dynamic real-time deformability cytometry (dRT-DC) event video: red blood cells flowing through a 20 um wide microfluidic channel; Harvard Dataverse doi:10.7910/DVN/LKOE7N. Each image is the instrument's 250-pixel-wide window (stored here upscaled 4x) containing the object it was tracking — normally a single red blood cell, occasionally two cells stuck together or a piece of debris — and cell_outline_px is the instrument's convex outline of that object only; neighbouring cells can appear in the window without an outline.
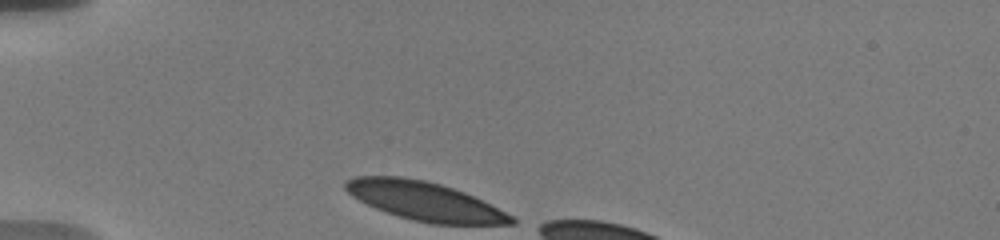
{"species": "human", "species_latin": "Homo sapiens", "temperature_condition": "warm", "stored_images_in_passage": 5, "camera_frame_rate_fps": 3000, "um_per_image_px": 0.085, "donor": {"sex": "male"}, "frame": {"image": 1, "passage_image": 1, "time_ms": 0.0, "image_size_px": [1000, 240], "cell_outline_px": [[516, 224], [432, 224], [412, 220], [376, 208], [352, 196], [344, 188], [344, 184], [348, 180], [356, 176], [404, 176], [424, 180], [440, 184], [464, 192], [512, 216], [516, 220]], "centroid_in_image_um": [36.07, 17.09], "position_along_channel_um": 48.9, "area_um2": 36.82}}
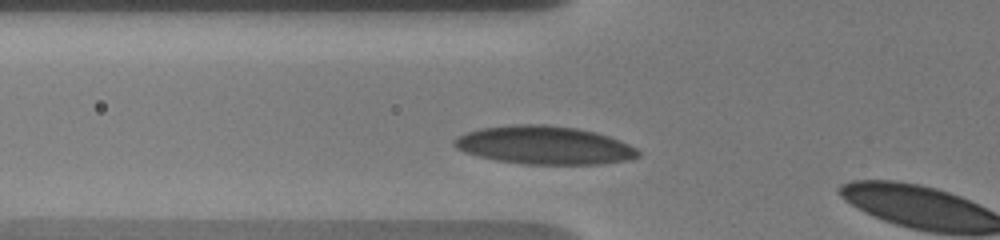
{"frame": {"image": 2, "passage_image": 4, "time_ms": 1.667, "image_size_px": [1000, 240], "cell_outline_px": [[640, 156], [632, 160], [600, 164], [524, 164], [496, 160], [464, 152], [456, 148], [452, 144], [452, 140], [456, 136], [480, 128], [512, 124], [544, 124], [576, 128], [596, 132], [620, 140], [636, 148], [640, 152]], "centroid_in_image_um": [46.27, 12.34], "position_along_channel_um": 79.5, "area_um2": 41.21}}